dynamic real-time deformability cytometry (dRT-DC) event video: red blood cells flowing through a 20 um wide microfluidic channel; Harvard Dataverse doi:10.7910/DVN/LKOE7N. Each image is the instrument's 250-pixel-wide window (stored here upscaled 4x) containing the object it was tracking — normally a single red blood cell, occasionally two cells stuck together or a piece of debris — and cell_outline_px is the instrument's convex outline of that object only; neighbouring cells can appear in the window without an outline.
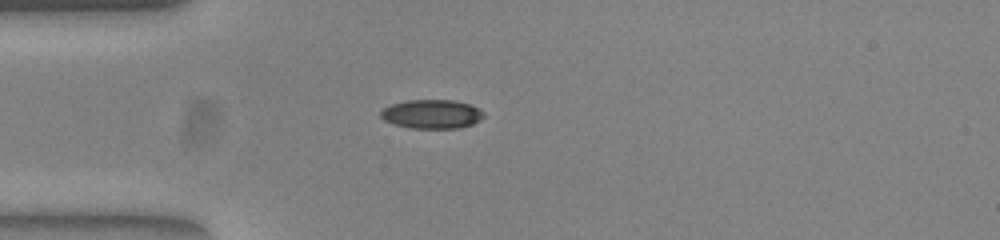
{"species": "common noctule bat (a hibernating species)", "species_latin": "Nyctalus noctula", "temperature_condition": "warm", "stored_images_in_passage": 39, "camera_frame_rate_fps": 3000, "um_per_image_px": 0.085, "animal": {"sex": "female", "body_mass_g": 23.0, "forearm_length_mm": 53.4}, "frame": {"image": 1, "passage_image": 1, "time_ms": 0.0, "image_size_px": [1000, 240], "cell_outline_px": [[484, 116], [480, 120], [472, 124], [460, 128], [408, 128], [392, 124], [384, 120], [380, 116], [380, 112], [384, 108], [392, 104], [408, 100], [452, 100], [472, 104], [484, 112]], "centroid_in_image_um": [36.71, 9.7], "position_along_channel_um": 48.3, "area_um2": 17.51}}
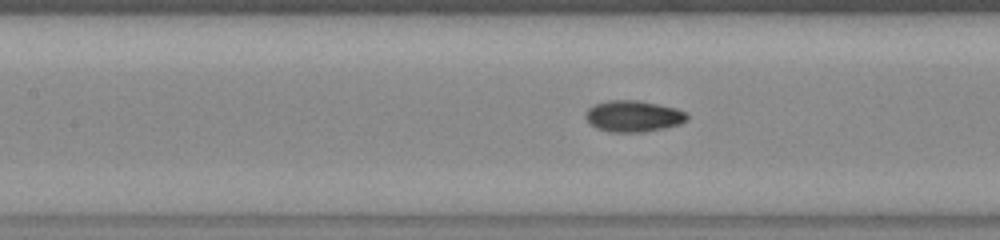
{"frame": {"image": 2, "passage_image": 10, "time_ms": 3.0, "image_size_px": [1000, 240], "cell_outline_px": [[688, 120], [680, 124], [664, 128], [644, 132], [608, 132], [596, 128], [584, 116], [588, 108], [596, 104], [608, 100], [640, 100], [676, 108], [684, 112], [688, 116]], "centroid_in_image_um": [53.84, 9.87], "position_along_channel_um": 153.6, "area_um2": 18.55}}
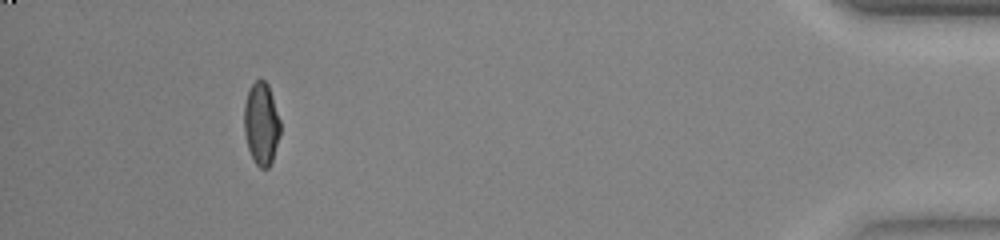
{"frame": {"image": 3, "passage_image": 35, "time_ms": 11.333, "image_size_px": [1000, 240], "cell_outline_px": [[280, 136], [272, 160], [268, 168], [260, 168], [256, 164], [248, 148], [244, 132], [244, 104], [248, 88], [256, 80], [264, 80], [268, 84], [280, 120]], "centroid_in_image_um": [22.21, 10.5], "position_along_channel_um": 413.0, "area_um2": 17.4}, "authors_computed_cell_mechanics": {"area_um2": 17.6868, "velocity_mm_per_s": 3.9172, "shape_relaxation_time_tau1_ms": 5.2842, "shape_relaxation_time_tau2_ms": 1.6273, "deformation_change_tau1": 0.1731, "deformation_change_tau2": 0.0525}}